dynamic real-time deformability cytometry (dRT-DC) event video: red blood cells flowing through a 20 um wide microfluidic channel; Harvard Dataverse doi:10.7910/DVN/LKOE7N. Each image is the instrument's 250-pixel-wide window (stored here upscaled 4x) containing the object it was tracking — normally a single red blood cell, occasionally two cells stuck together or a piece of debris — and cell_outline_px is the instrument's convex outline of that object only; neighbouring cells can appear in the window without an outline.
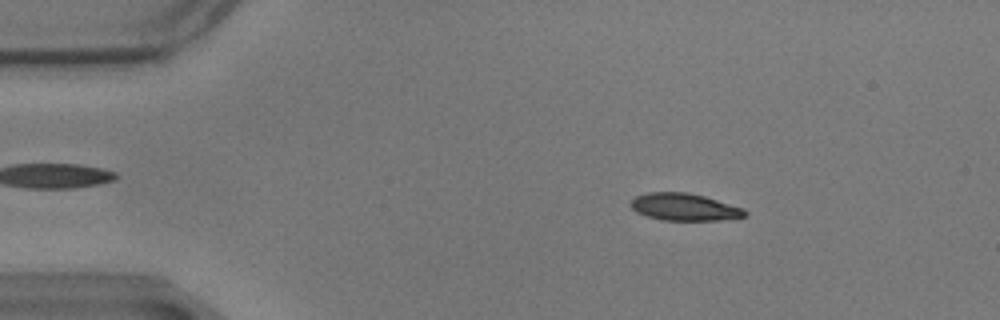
{"species": "common noctule bat (a hibernating species)", "species_latin": "Nyctalus noctula", "temperature_condition": "warm", "stored_images_in_passage": 58, "camera_frame_rate_fps": 3000, "um_per_image_px": 0.085, "animal": {"sex": "male", "body_mass_g": 17.9}, "frame": {"image": 1, "passage_image": 9, "time_ms": 2.667, "image_size_px": [1000, 320], "cell_outline_px": [[748, 212], [744, 216], [720, 220], [664, 220], [648, 216], [636, 212], [632, 208], [632, 200], [636, 196], [648, 192], [688, 192], [704, 196], [744, 208]], "centroid_in_image_um": [58.18, 17.59], "position_along_channel_um": 26.8, "area_um2": 17.92}}
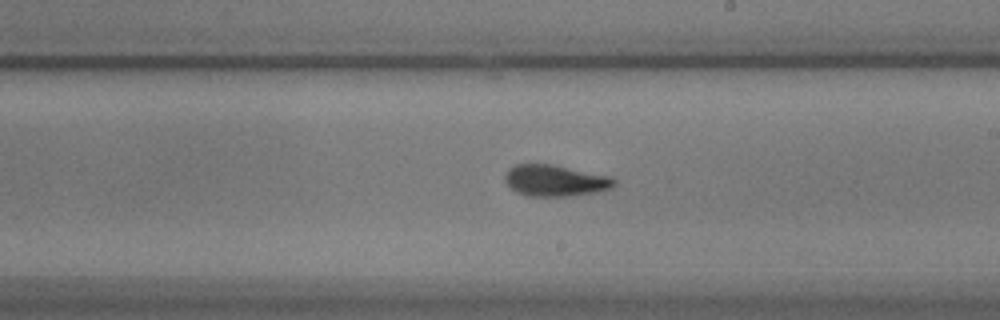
{"frame": {"image": 2, "passage_image": 33, "time_ms": 10.667, "image_size_px": [1000, 320], "cell_outline_px": [[616, 184], [612, 188], [596, 192], [568, 196], [524, 196], [516, 192], [504, 180], [504, 176], [508, 168], [516, 164], [552, 164], [612, 176], [616, 180]], "centroid_in_image_um": [47.2, 15.34], "position_along_channel_um": 241.8, "area_um2": 20.17}}
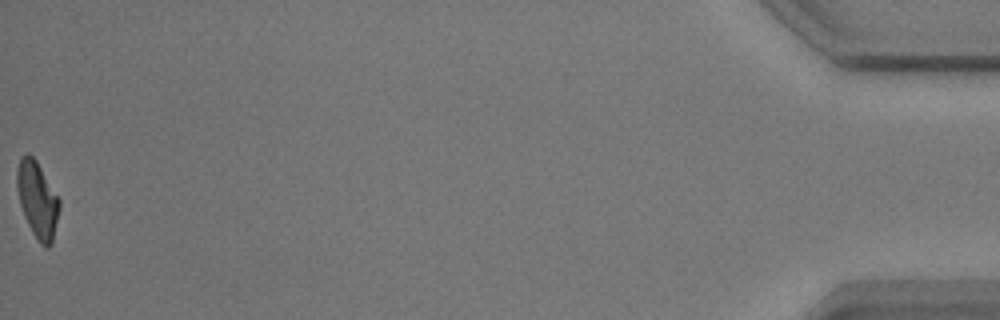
{"frame": {"image": 3, "passage_image": 58, "time_ms": 19.0, "image_size_px": [1000, 320], "cell_outline_px": [[60, 208], [52, 244], [48, 248], [44, 248], [40, 244], [32, 232], [24, 216], [20, 204], [16, 188], [16, 168], [20, 156], [28, 152], [36, 160], [60, 200]], "centroid_in_image_um": [3.16, 16.97], "position_along_channel_um": 432.0, "area_um2": 19.07}, "authors_computed_cell_mechanics": {"area_um2": 19.4497, "velocity_mm_per_s": 3.4603, "shape_relaxation_time_tau1_ms": 5.1513, "shape_relaxation_time_tau2_ms": 2.2518, "deformation_change_tau1": 0.1629, "deformation_change_tau2": 0.0919}}